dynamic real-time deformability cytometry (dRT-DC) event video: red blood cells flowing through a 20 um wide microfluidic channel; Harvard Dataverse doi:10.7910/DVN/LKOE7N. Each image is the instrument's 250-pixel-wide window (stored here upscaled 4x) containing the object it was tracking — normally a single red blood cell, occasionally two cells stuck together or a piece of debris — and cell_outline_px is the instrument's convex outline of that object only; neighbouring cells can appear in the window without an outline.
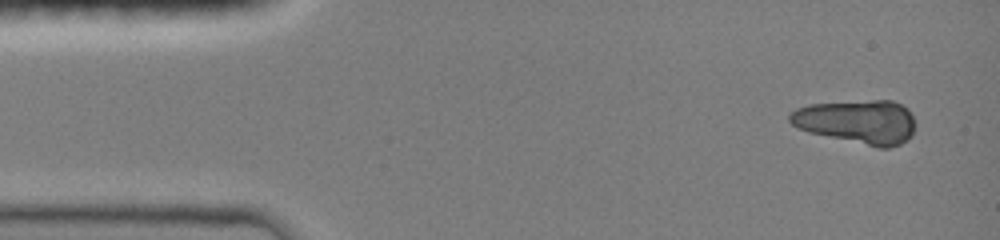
{"species": "common noctule bat (a hibernating species)", "species_latin": "Nyctalus noctula", "temperature_condition": "room temperature", "stored_images_in_passage": 20, "segment_of_instrument_passage": [1, 2], "camera_frame_rate_fps": 3000, "um_per_image_px": 0.085, "animal": {"sex": "female", "body_mass_g": 19.0, "forearm_length_mm": 51.5}, "frame": {"image": 1, "passage_image": 1, "time_ms": 0.0, "image_size_px": [1000, 240], "cell_outline_px": [[912, 136], [908, 140], [900, 144], [888, 148], [876, 148], [808, 132], [796, 128], [788, 120], [788, 116], [796, 108], [808, 104], [872, 100], [892, 100], [908, 108], [912, 116]], "centroid_in_image_um": [72.85, 10.36], "position_along_channel_um": 12.2, "area_um2": 32.37}}